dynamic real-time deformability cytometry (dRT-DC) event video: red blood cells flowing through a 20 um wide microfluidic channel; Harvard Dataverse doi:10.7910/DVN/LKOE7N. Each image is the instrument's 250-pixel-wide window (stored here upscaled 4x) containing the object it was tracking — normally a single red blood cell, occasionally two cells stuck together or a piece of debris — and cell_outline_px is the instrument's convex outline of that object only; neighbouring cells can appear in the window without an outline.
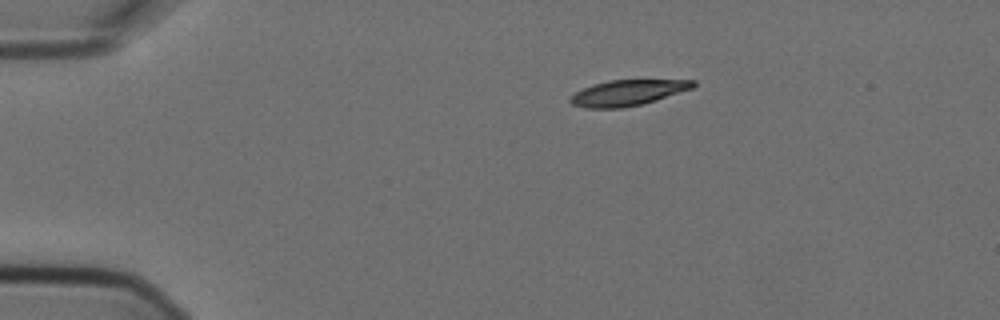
{"species": "Egyptian fruit bat (a non-hibernating species)", "species_latin": "Rousettus aegyptiacus", "temperature_condition": "cold", "stored_images_in_passage": 4, "camera_frame_rate_fps": 3000, "um_per_image_px": 0.085, "animal": {"sex": "female"}, "frame": {"image": 1, "passage_image": 1, "time_ms": 0.0, "image_size_px": [1000, 320], "cell_outline_px": [[696, 84], [692, 88], [656, 100], [640, 104], [620, 108], [584, 108], [572, 104], [568, 100], [576, 92], [592, 84], [608, 80], [696, 80]], "centroid_in_image_um": [53.33, 7.88], "position_along_channel_um": 31.7, "area_um2": 18.21}}
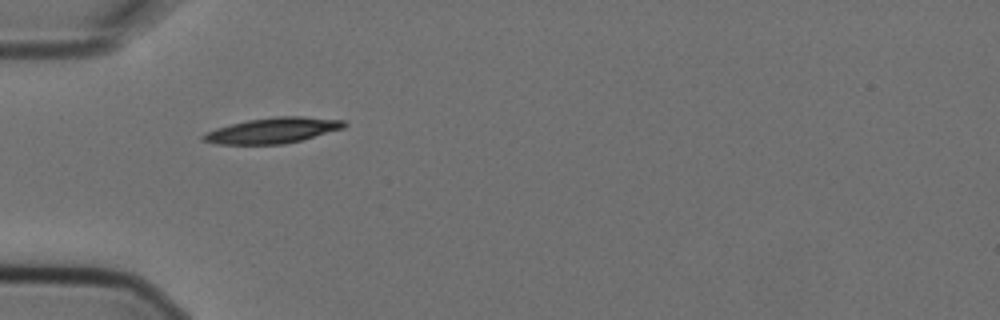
{"frame": {"image": 2, "passage_image": 3, "time_ms": 0.667, "image_size_px": [1000, 320], "cell_outline_px": [[348, 124], [344, 128], [300, 140], [284, 144], [216, 144], [200, 140], [200, 136], [216, 128], [248, 120], [276, 116], [300, 116], [344, 120]], "centroid_in_image_um": [23.18, 11.09], "position_along_channel_um": 61.8, "area_um2": 20.87}}
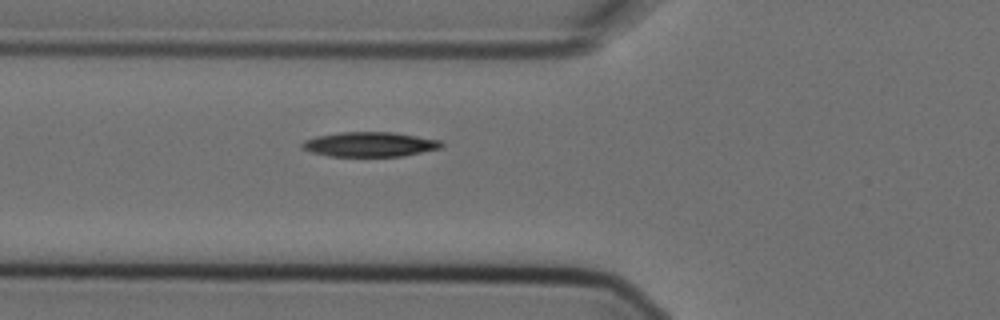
{"frame": {"image": 3, "passage_image": 4, "time_ms": 1.0, "image_size_px": [1000, 320], "cell_outline_px": [[444, 144], [440, 148], [400, 156], [328, 156], [312, 152], [300, 148], [300, 144], [304, 140], [316, 136], [340, 132], [392, 132], [440, 140]], "centroid_in_image_um": [31.37, 12.26], "position_along_channel_um": 94.4, "area_um2": 19.94}}